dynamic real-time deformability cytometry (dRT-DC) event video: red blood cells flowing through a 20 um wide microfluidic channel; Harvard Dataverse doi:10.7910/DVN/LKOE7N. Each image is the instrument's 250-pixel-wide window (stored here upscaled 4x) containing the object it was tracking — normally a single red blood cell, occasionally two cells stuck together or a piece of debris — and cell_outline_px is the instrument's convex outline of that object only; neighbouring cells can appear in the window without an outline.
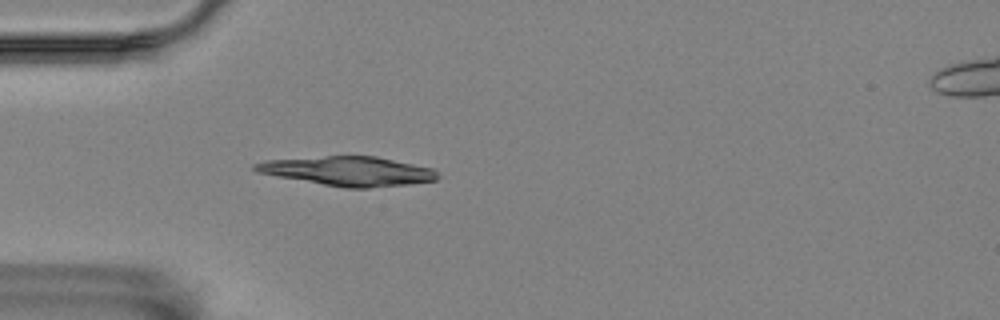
{"species": "Egyptian fruit bat (a non-hibernating species)", "species_latin": "Rousettus aegyptiacus", "temperature_condition": "room temperature", "stored_images_in_passage": 41, "camera_frame_rate_fps": 3000, "um_per_image_px": 0.085, "animal": {"sex": "female"}, "frame": {"image": 1, "passage_image": 6, "time_ms": 1.667, "image_size_px": [1000, 320], "cell_outline_px": [[440, 176], [436, 180], [408, 184], [368, 188], [344, 188], [256, 172], [252, 168], [252, 164], [264, 160], [324, 156], [376, 156], [432, 168]], "centroid_in_image_um": [29.58, 14.54], "position_along_channel_um": 55.4, "area_um2": 31.04}}
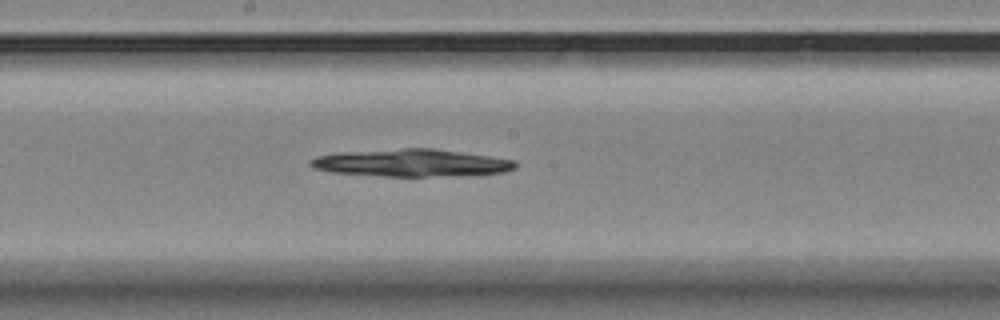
{"frame": {"image": 2, "passage_image": 20, "time_ms": 6.333, "image_size_px": [1000, 320], "cell_outline_px": [[516, 168], [504, 172], [476, 176], [384, 176], [332, 172], [312, 168], [308, 164], [308, 160], [316, 156], [344, 152], [404, 148], [432, 148], [492, 156], [516, 160]], "centroid_in_image_um": [35.04, 13.85], "position_along_channel_um": 213.2, "area_um2": 33.12}}
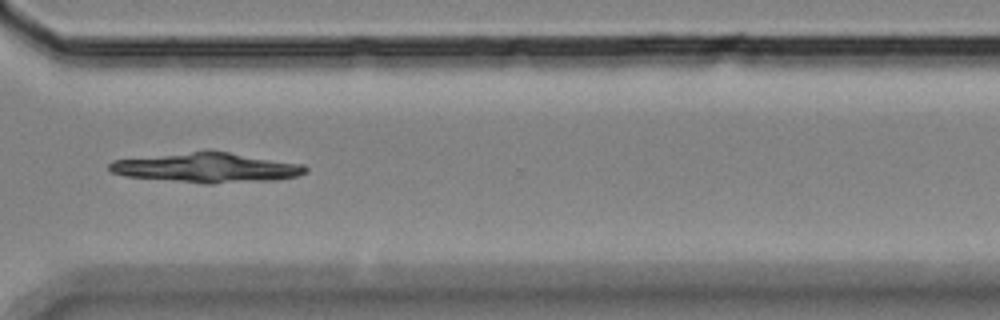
{"frame": {"image": 3, "passage_image": 32, "time_ms": 10.333, "image_size_px": [1000, 320], "cell_outline_px": [[308, 172], [296, 176], [276, 180], [212, 184], [204, 184], [124, 176], [112, 172], [108, 168], [108, 164], [112, 160], [204, 148], [208, 148], [304, 164], [308, 168]], "centroid_in_image_um": [17.56, 14.22], "position_along_channel_um": 353.0, "area_um2": 35.32}}